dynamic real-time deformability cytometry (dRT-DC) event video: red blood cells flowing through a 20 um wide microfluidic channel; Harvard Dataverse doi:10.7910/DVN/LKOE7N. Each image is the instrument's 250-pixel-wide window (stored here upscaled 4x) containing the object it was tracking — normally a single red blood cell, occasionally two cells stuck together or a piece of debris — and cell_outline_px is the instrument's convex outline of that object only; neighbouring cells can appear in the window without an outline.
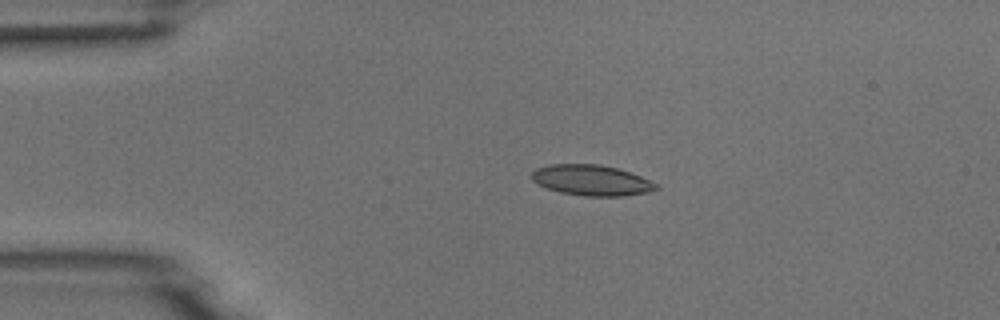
{"species": "common noctule bat (a hibernating species)", "species_latin": "Nyctalus noctula", "temperature_condition": "room temperature", "stored_images_in_passage": 3, "camera_frame_rate_fps": 3000, "um_per_image_px": 0.085, "animal": {"sex": "male", "body_mass_g": 18.8}, "frame": {"image": 1, "passage_image": 2, "time_ms": 0.333, "image_size_px": [1000, 320], "cell_outline_px": [[660, 188], [648, 192], [620, 196], [584, 196], [560, 192], [536, 184], [532, 180], [532, 172], [536, 168], [548, 164], [600, 164], [616, 168], [640, 176], [656, 184]], "centroid_in_image_um": [50.23, 15.32], "position_along_channel_um": 34.8, "area_um2": 22.08}}